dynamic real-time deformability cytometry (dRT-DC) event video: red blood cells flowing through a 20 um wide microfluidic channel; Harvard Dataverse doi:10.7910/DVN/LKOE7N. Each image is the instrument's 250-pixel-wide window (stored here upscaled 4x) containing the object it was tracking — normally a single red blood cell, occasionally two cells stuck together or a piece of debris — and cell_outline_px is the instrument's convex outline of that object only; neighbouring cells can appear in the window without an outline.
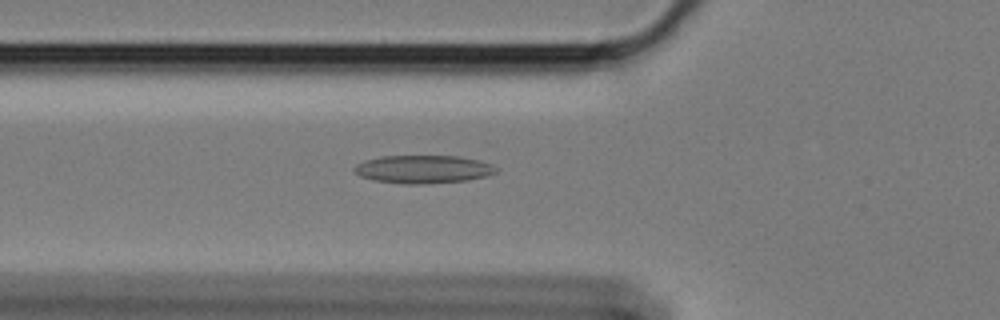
{"species": "Egyptian fruit bat (a non-hibernating species)", "species_latin": "Rousettus aegyptiacus", "temperature_condition": "cold", "stored_images_in_passage": 57, "camera_frame_rate_fps": 3000, "um_per_image_px": 0.085, "animal": {"sex": "female"}, "frame": {"image": 1, "passage_image": 19, "time_ms": 6.0, "image_size_px": [1000, 320], "cell_outline_px": [[500, 168], [496, 172], [484, 176], [468, 180], [424, 184], [404, 184], [372, 180], [360, 176], [352, 168], [356, 164], [364, 160], [380, 156], [460, 156], [480, 160], [492, 164]], "centroid_in_image_um": [35.97, 14.38], "position_along_channel_um": 89.8, "area_um2": 23.41}}
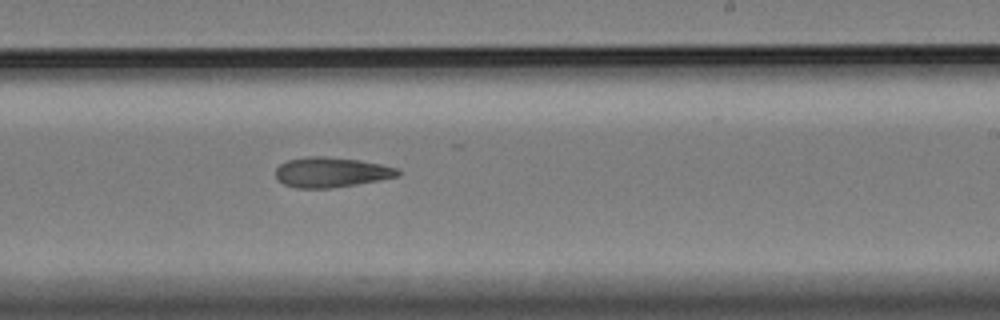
{"frame": {"image": 2, "passage_image": 34, "time_ms": 11.0, "image_size_px": [1000, 320], "cell_outline_px": [[404, 172], [400, 176], [380, 180], [332, 188], [296, 188], [284, 184], [276, 180], [276, 168], [280, 164], [288, 160], [308, 156], [328, 156], [360, 160], [400, 168]], "centroid_in_image_um": [28.19, 14.64], "position_along_channel_um": 260.8, "area_um2": 21.73}}
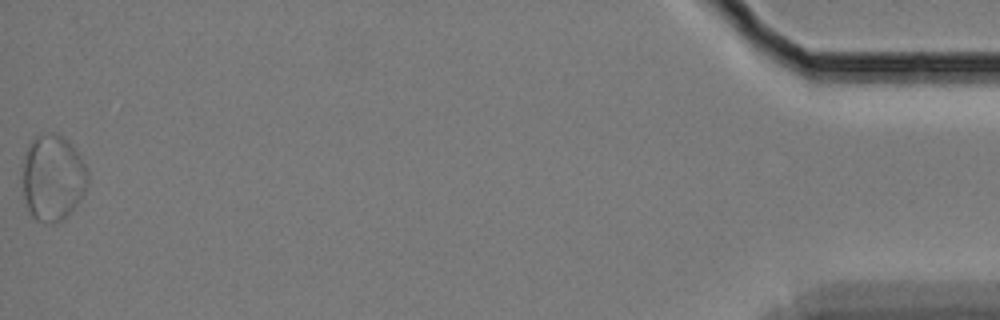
{"frame": {"image": 3, "passage_image": 57, "time_ms": 18.667, "image_size_px": [1000, 320], "cell_outline_px": [[88, 184], [80, 200], [64, 220], [52, 224], [36, 220], [32, 216], [28, 208], [24, 196], [24, 152], [28, 144], [36, 136], [48, 132], [56, 132], [64, 136], [76, 148], [88, 172]], "centroid_in_image_um": [4.51, 15.09], "position_along_channel_um": 430.7, "area_um2": 33.0}, "authors_computed_cell_mechanics": {"area_um2": 24.0448, "velocity_mm_per_s": 3.4039, "shape_relaxation_time_tau1_ms": null, "shape_relaxation_time_tau2_ms": 5.6774, "deformation_change_tau1": null, "deformation_change_tau2": 0.1409}}